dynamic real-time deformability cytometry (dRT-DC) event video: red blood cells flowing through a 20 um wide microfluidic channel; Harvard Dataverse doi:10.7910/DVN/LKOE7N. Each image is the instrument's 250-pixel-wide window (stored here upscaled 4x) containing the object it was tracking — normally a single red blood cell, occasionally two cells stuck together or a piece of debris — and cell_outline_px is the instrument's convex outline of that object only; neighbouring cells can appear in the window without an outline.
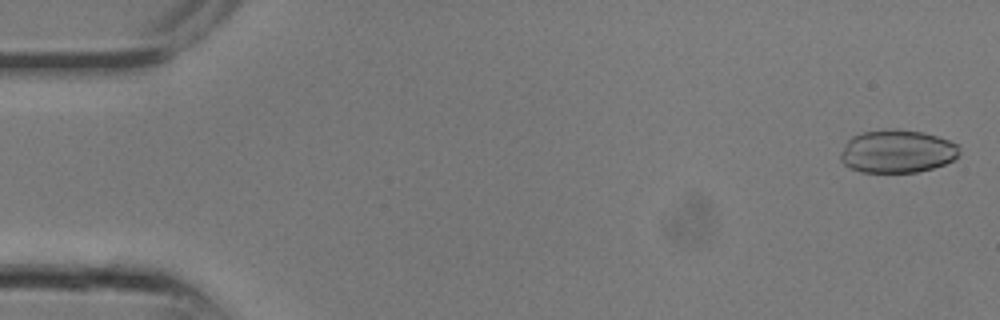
{"species": "common noctule bat (a hibernating species)", "species_latin": "Nyctalus noctula", "temperature_condition": "room temperature", "stored_images_in_passage": 8, "camera_frame_rate_fps": 3000, "um_per_image_px": 0.085, "animal": {"sex": "male", "body_mass_g": 13.3}, "frame": {"image": 1, "passage_image": 1, "time_ms": 0.0, "image_size_px": [1000, 320], "cell_outline_px": [[960, 152], [952, 160], [944, 164], [932, 168], [916, 172], [860, 172], [848, 168], [840, 160], [840, 152], [848, 140], [852, 136], [864, 132], [892, 128], [896, 128], [924, 132], [948, 140], [956, 144], [960, 148]], "centroid_in_image_um": [76.23, 12.86], "position_along_channel_um": 8.8, "area_um2": 29.88}}